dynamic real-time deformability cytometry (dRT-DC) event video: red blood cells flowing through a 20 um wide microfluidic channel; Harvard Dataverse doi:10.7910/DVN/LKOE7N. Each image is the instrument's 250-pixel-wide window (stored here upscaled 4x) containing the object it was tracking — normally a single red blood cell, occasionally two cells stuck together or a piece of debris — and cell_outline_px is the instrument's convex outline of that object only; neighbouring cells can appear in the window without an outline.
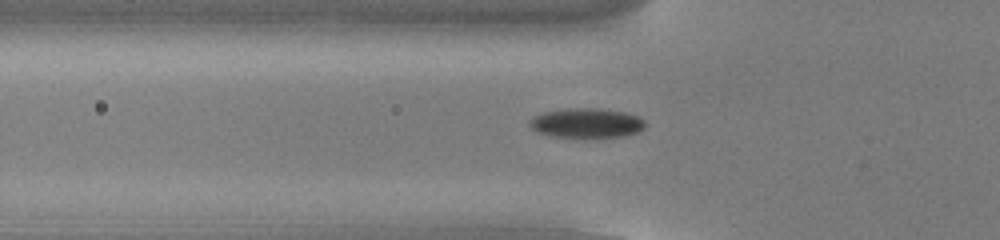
{"species": "common noctule bat (a hibernating species)", "species_latin": "Nyctalus noctula", "temperature_condition": "cold", "stored_images_in_passage": 41, "camera_frame_rate_fps": 3000, "um_per_image_px": 0.085, "animal": {"sex": "male", "body_mass_g": 13.0, "forearm_length_mm": 53.1}, "frame": {"image": 1, "passage_image": 6, "time_ms": 1.667, "image_size_px": [1000, 240], "cell_outline_px": [[644, 128], [640, 132], [624, 136], [548, 136], [536, 132], [528, 124], [528, 120], [532, 116], [544, 112], [572, 108], [592, 108], [624, 112], [636, 116], [644, 120]], "centroid_in_image_um": [49.81, 10.45], "position_along_channel_um": 76.0, "area_um2": 19.65}}
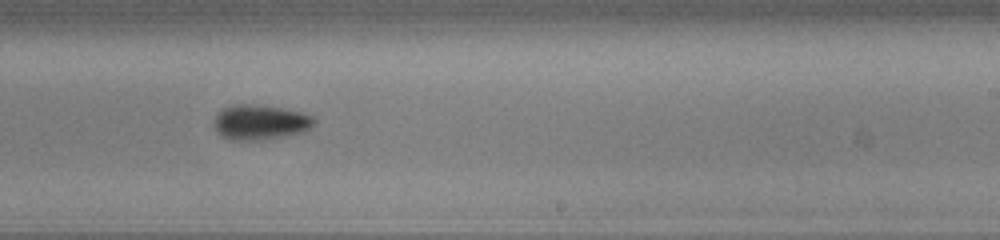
{"frame": {"image": 2, "passage_image": 21, "time_ms": 6.667, "image_size_px": [1000, 240], "cell_outline_px": [[316, 124], [312, 128], [304, 132], [288, 136], [260, 140], [232, 140], [220, 136], [216, 132], [216, 116], [224, 108], [236, 104], [252, 104], [280, 108], [300, 112], [312, 116], [316, 120]], "centroid_in_image_um": [22.17, 10.41], "position_along_channel_um": 266.8, "area_um2": 20.4}}
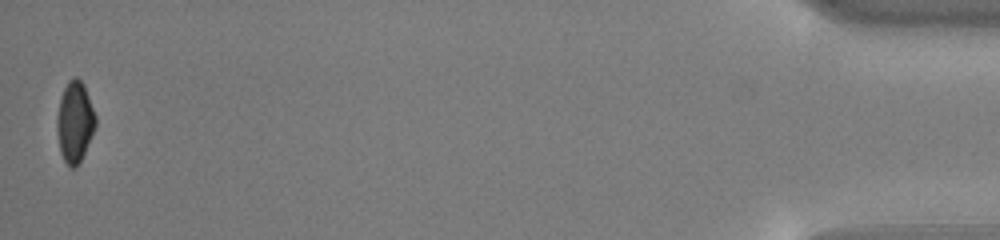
{"frame": {"image": 3, "passage_image": 41, "time_ms": 13.333, "image_size_px": [1000, 240], "cell_outline_px": [[96, 124], [84, 152], [76, 168], [72, 168], [64, 160], [60, 152], [56, 132], [56, 120], [60, 100], [64, 88], [68, 80], [76, 76], [84, 84], [96, 116]], "centroid_in_image_um": [6.34, 10.34], "position_along_channel_um": 428.9, "area_um2": 18.03}, "authors_computed_cell_mechanics": {"area_um2": 19.652, "velocity_mm_per_s": 3.8206, "shape_relaxation_time_tau1_ms": 2.0146, "shape_relaxation_time_tau2_ms": null, "deformation_change_tau1": 0.1074, "deformation_change_tau2": null}}